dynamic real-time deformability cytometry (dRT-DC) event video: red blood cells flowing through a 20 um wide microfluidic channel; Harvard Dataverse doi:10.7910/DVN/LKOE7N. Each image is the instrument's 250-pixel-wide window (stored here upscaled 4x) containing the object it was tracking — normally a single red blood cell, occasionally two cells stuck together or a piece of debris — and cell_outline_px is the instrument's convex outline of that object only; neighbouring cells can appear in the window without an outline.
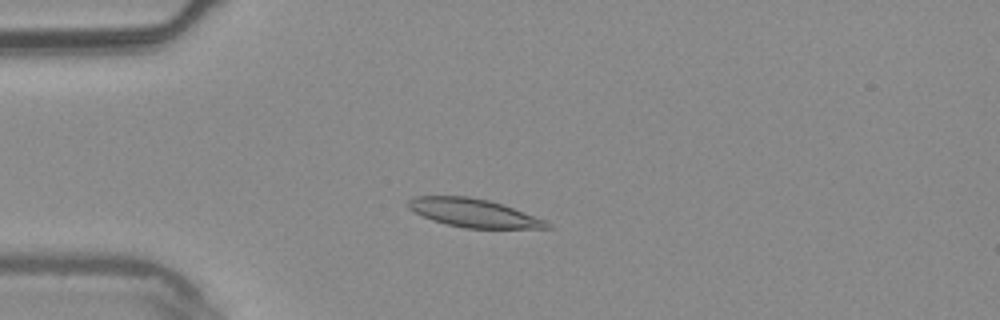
{"species": "common noctule bat (a hibernating species)", "species_latin": "Nyctalus noctula", "temperature_condition": "warm", "stored_images_in_passage": 8, "camera_frame_rate_fps": 3000, "um_per_image_px": 0.085, "animal": {"sex": "male", "body_mass_g": 20.4}, "frame": {"image": 1, "passage_image": 4, "time_ms": 1.0, "image_size_px": [1000, 320], "cell_outline_px": [[552, 228], [464, 228], [432, 220], [408, 208], [408, 200], [412, 196], [468, 196], [488, 200], [504, 204], [544, 220], [552, 224]], "centroid_in_image_um": [40.26, 18.09], "position_along_channel_um": 44.7, "area_um2": 22.77}}
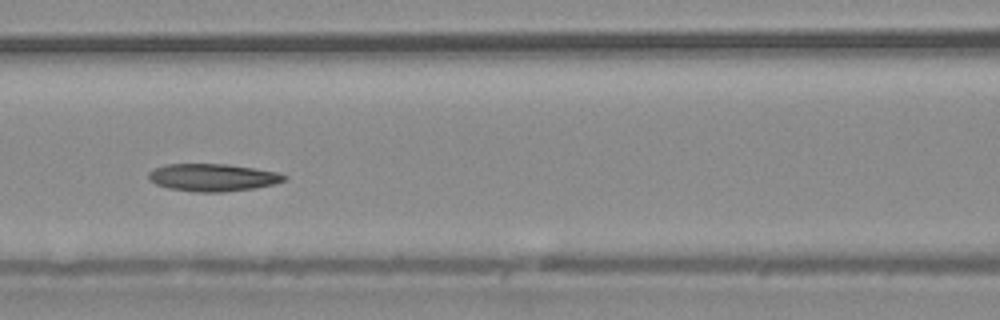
{"frame": {"image": 2, "passage_image": 7, "time_ms": 2.0, "image_size_px": [1000, 320], "cell_outline_px": [[288, 176], [284, 180], [276, 184], [256, 188], [224, 192], [196, 192], [168, 188], [156, 184], [148, 180], [148, 172], [152, 168], [164, 164], [228, 164], [276, 172]], "centroid_in_image_um": [18.04, 15.08], "position_along_channel_um": 148.6, "area_um2": 21.91}}
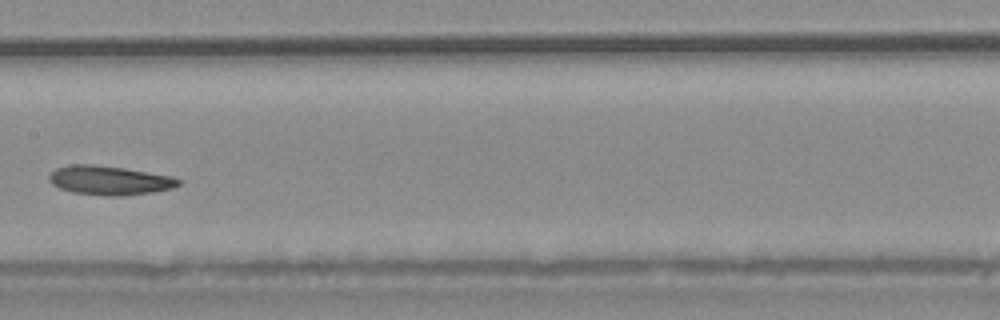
{"frame": {"image": 3, "passage_image": 8, "time_ms": 2.333, "image_size_px": [1000, 320], "cell_outline_px": [[180, 184], [172, 188], [152, 192], [120, 196], [108, 196], [72, 192], [60, 188], [52, 184], [48, 180], [48, 176], [56, 168], [72, 164], [92, 164], [124, 168], [172, 176], [180, 180]], "centroid_in_image_um": [9.28, 15.33], "position_along_channel_um": 198.1, "area_um2": 21.85}}